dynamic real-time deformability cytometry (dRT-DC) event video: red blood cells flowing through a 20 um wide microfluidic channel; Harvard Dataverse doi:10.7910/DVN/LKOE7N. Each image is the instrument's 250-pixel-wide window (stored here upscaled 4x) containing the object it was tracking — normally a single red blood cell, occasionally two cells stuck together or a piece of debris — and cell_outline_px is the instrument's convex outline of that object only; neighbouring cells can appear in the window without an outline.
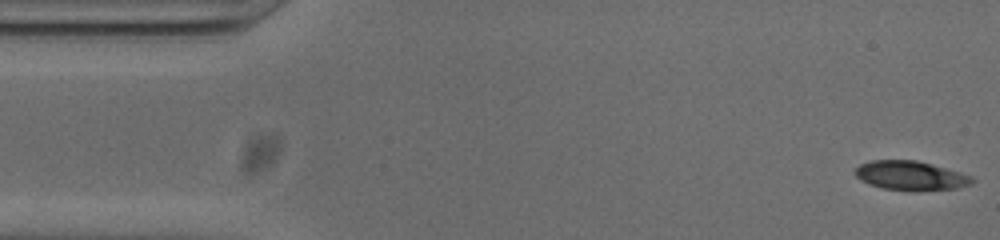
{"species": "common noctule bat (a hibernating species)", "species_latin": "Nyctalus noctula", "temperature_condition": "cold", "stored_images_in_passage": 51, "camera_frame_rate_fps": 3000, "um_per_image_px": 0.085, "animal": {"sex": "male", "body_mass_g": 20.0, "forearm_length_mm": 53.3}, "frame": {"image": 1, "passage_image": 1, "time_ms": 0.0, "image_size_px": [1000, 240], "cell_outline_px": [[976, 180], [972, 184], [956, 188], [880, 188], [868, 184], [860, 180], [852, 172], [860, 164], [872, 160], [916, 160], [932, 164], [960, 172], [972, 176]], "centroid_in_image_um": [77.36, 14.88], "position_along_channel_um": 7.6, "area_um2": 19.25}}
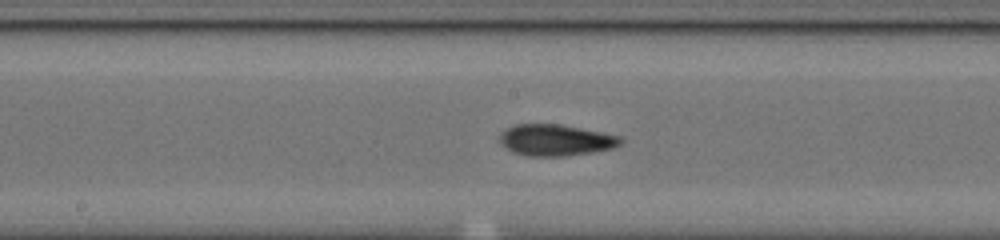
{"frame": {"image": 2, "passage_image": 25, "time_ms": 8.0, "image_size_px": [1000, 240], "cell_outline_px": [[624, 140], [620, 144], [612, 148], [592, 152], [564, 156], [528, 156], [512, 152], [500, 144], [500, 132], [504, 128], [516, 124], [560, 124], [620, 136]], "centroid_in_image_um": [47.18, 11.9], "position_along_channel_um": 201.0, "area_um2": 22.14}}
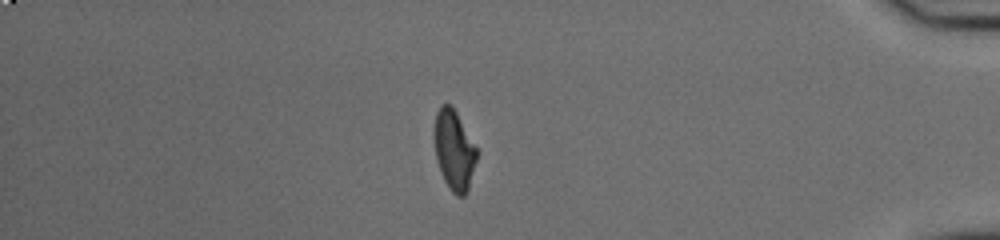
{"frame": {"image": 3, "passage_image": 44, "time_ms": 14.333, "image_size_px": [1000, 240], "cell_outline_px": [[476, 160], [468, 192], [464, 196], [456, 196], [448, 188], [440, 172], [436, 160], [432, 136], [432, 132], [436, 112], [440, 104], [452, 104], [476, 148]], "centroid_in_image_um": [38.54, 12.75], "position_along_channel_um": 396.7, "area_um2": 20.17}, "authors_computed_cell_mechanics": {"area_um2": 20.6924, "velocity_mm_per_s": 3.8133, "shape_relaxation_time_tau1_ms": null, "shape_relaxation_time_tau2_ms": 3.0327, "deformation_change_tau1": null, "deformation_change_tau2": 0.1022}}